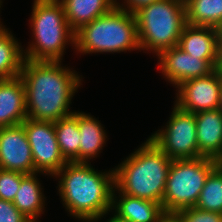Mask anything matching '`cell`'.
Masks as SVG:
<instances>
[{
	"label": "cell",
	"mask_w": 222,
	"mask_h": 222,
	"mask_svg": "<svg viewBox=\"0 0 222 222\" xmlns=\"http://www.w3.org/2000/svg\"><path fill=\"white\" fill-rule=\"evenodd\" d=\"M20 77L25 88L27 118L56 122L74 112L70 104L83 81L61 61H31L25 59Z\"/></svg>",
	"instance_id": "obj_1"
},
{
	"label": "cell",
	"mask_w": 222,
	"mask_h": 222,
	"mask_svg": "<svg viewBox=\"0 0 222 222\" xmlns=\"http://www.w3.org/2000/svg\"><path fill=\"white\" fill-rule=\"evenodd\" d=\"M53 177L59 178V196L75 219L96 222L112 211L114 168L98 172L90 163L67 162Z\"/></svg>",
	"instance_id": "obj_2"
},
{
	"label": "cell",
	"mask_w": 222,
	"mask_h": 222,
	"mask_svg": "<svg viewBox=\"0 0 222 222\" xmlns=\"http://www.w3.org/2000/svg\"><path fill=\"white\" fill-rule=\"evenodd\" d=\"M114 168L117 191L162 205L172 160L149 138Z\"/></svg>",
	"instance_id": "obj_3"
},
{
	"label": "cell",
	"mask_w": 222,
	"mask_h": 222,
	"mask_svg": "<svg viewBox=\"0 0 222 222\" xmlns=\"http://www.w3.org/2000/svg\"><path fill=\"white\" fill-rule=\"evenodd\" d=\"M29 24L32 43L24 50L31 61H61L66 46L75 44V32L70 28L62 4L58 0H34Z\"/></svg>",
	"instance_id": "obj_4"
},
{
	"label": "cell",
	"mask_w": 222,
	"mask_h": 222,
	"mask_svg": "<svg viewBox=\"0 0 222 222\" xmlns=\"http://www.w3.org/2000/svg\"><path fill=\"white\" fill-rule=\"evenodd\" d=\"M77 53H120L139 50L135 16L115 7L75 31Z\"/></svg>",
	"instance_id": "obj_5"
},
{
	"label": "cell",
	"mask_w": 222,
	"mask_h": 222,
	"mask_svg": "<svg viewBox=\"0 0 222 222\" xmlns=\"http://www.w3.org/2000/svg\"><path fill=\"white\" fill-rule=\"evenodd\" d=\"M138 42L141 50L158 56L177 46L187 24L184 0H158L135 14Z\"/></svg>",
	"instance_id": "obj_6"
},
{
	"label": "cell",
	"mask_w": 222,
	"mask_h": 222,
	"mask_svg": "<svg viewBox=\"0 0 222 222\" xmlns=\"http://www.w3.org/2000/svg\"><path fill=\"white\" fill-rule=\"evenodd\" d=\"M208 157L172 160L168 170L162 208L166 215L194 207L209 173L219 164Z\"/></svg>",
	"instance_id": "obj_7"
},
{
	"label": "cell",
	"mask_w": 222,
	"mask_h": 222,
	"mask_svg": "<svg viewBox=\"0 0 222 222\" xmlns=\"http://www.w3.org/2000/svg\"><path fill=\"white\" fill-rule=\"evenodd\" d=\"M173 106L165 127L155 131L149 139L171 160L198 158L195 114Z\"/></svg>",
	"instance_id": "obj_8"
},
{
	"label": "cell",
	"mask_w": 222,
	"mask_h": 222,
	"mask_svg": "<svg viewBox=\"0 0 222 222\" xmlns=\"http://www.w3.org/2000/svg\"><path fill=\"white\" fill-rule=\"evenodd\" d=\"M21 124L32 150L35 172L54 176L67 163L60 152L54 122L26 118Z\"/></svg>",
	"instance_id": "obj_9"
},
{
	"label": "cell",
	"mask_w": 222,
	"mask_h": 222,
	"mask_svg": "<svg viewBox=\"0 0 222 222\" xmlns=\"http://www.w3.org/2000/svg\"><path fill=\"white\" fill-rule=\"evenodd\" d=\"M221 87L222 68L220 67L207 76L188 79L179 84L176 87L178 92L174 104L193 114L218 109Z\"/></svg>",
	"instance_id": "obj_10"
},
{
	"label": "cell",
	"mask_w": 222,
	"mask_h": 222,
	"mask_svg": "<svg viewBox=\"0 0 222 222\" xmlns=\"http://www.w3.org/2000/svg\"><path fill=\"white\" fill-rule=\"evenodd\" d=\"M157 58L160 72L175 88L188 79L207 76L220 68V60H203L178 46L162 51Z\"/></svg>",
	"instance_id": "obj_11"
},
{
	"label": "cell",
	"mask_w": 222,
	"mask_h": 222,
	"mask_svg": "<svg viewBox=\"0 0 222 222\" xmlns=\"http://www.w3.org/2000/svg\"><path fill=\"white\" fill-rule=\"evenodd\" d=\"M0 169L35 173L32 150L22 124L0 128Z\"/></svg>",
	"instance_id": "obj_12"
},
{
	"label": "cell",
	"mask_w": 222,
	"mask_h": 222,
	"mask_svg": "<svg viewBox=\"0 0 222 222\" xmlns=\"http://www.w3.org/2000/svg\"><path fill=\"white\" fill-rule=\"evenodd\" d=\"M111 210L117 219L125 222H160L166 216L161 204L117 192L115 187Z\"/></svg>",
	"instance_id": "obj_13"
},
{
	"label": "cell",
	"mask_w": 222,
	"mask_h": 222,
	"mask_svg": "<svg viewBox=\"0 0 222 222\" xmlns=\"http://www.w3.org/2000/svg\"><path fill=\"white\" fill-rule=\"evenodd\" d=\"M198 157L222 160V112L219 109L195 113Z\"/></svg>",
	"instance_id": "obj_14"
},
{
	"label": "cell",
	"mask_w": 222,
	"mask_h": 222,
	"mask_svg": "<svg viewBox=\"0 0 222 222\" xmlns=\"http://www.w3.org/2000/svg\"><path fill=\"white\" fill-rule=\"evenodd\" d=\"M26 118L23 79L17 76L0 80V128L19 125Z\"/></svg>",
	"instance_id": "obj_15"
},
{
	"label": "cell",
	"mask_w": 222,
	"mask_h": 222,
	"mask_svg": "<svg viewBox=\"0 0 222 222\" xmlns=\"http://www.w3.org/2000/svg\"><path fill=\"white\" fill-rule=\"evenodd\" d=\"M177 46L191 56L203 60H220L219 30L214 27L195 26L187 23Z\"/></svg>",
	"instance_id": "obj_16"
},
{
	"label": "cell",
	"mask_w": 222,
	"mask_h": 222,
	"mask_svg": "<svg viewBox=\"0 0 222 222\" xmlns=\"http://www.w3.org/2000/svg\"><path fill=\"white\" fill-rule=\"evenodd\" d=\"M70 28L75 32L83 25L112 11L115 0H58Z\"/></svg>",
	"instance_id": "obj_17"
},
{
	"label": "cell",
	"mask_w": 222,
	"mask_h": 222,
	"mask_svg": "<svg viewBox=\"0 0 222 222\" xmlns=\"http://www.w3.org/2000/svg\"><path fill=\"white\" fill-rule=\"evenodd\" d=\"M37 175L38 172H35L26 174L22 178L19 190L12 202L32 222H39L38 218L45 210L46 198Z\"/></svg>",
	"instance_id": "obj_18"
},
{
	"label": "cell",
	"mask_w": 222,
	"mask_h": 222,
	"mask_svg": "<svg viewBox=\"0 0 222 222\" xmlns=\"http://www.w3.org/2000/svg\"><path fill=\"white\" fill-rule=\"evenodd\" d=\"M94 116L78 111V128L80 132V162L89 163L96 158L106 143L107 133Z\"/></svg>",
	"instance_id": "obj_19"
},
{
	"label": "cell",
	"mask_w": 222,
	"mask_h": 222,
	"mask_svg": "<svg viewBox=\"0 0 222 222\" xmlns=\"http://www.w3.org/2000/svg\"><path fill=\"white\" fill-rule=\"evenodd\" d=\"M5 26L0 27V80L20 76L25 60L21 43Z\"/></svg>",
	"instance_id": "obj_20"
},
{
	"label": "cell",
	"mask_w": 222,
	"mask_h": 222,
	"mask_svg": "<svg viewBox=\"0 0 222 222\" xmlns=\"http://www.w3.org/2000/svg\"><path fill=\"white\" fill-rule=\"evenodd\" d=\"M56 139L60 152L67 162H80V132L78 128V112L74 111L54 122Z\"/></svg>",
	"instance_id": "obj_21"
},
{
	"label": "cell",
	"mask_w": 222,
	"mask_h": 222,
	"mask_svg": "<svg viewBox=\"0 0 222 222\" xmlns=\"http://www.w3.org/2000/svg\"><path fill=\"white\" fill-rule=\"evenodd\" d=\"M186 21L190 25L219 28L222 24V0H184Z\"/></svg>",
	"instance_id": "obj_22"
},
{
	"label": "cell",
	"mask_w": 222,
	"mask_h": 222,
	"mask_svg": "<svg viewBox=\"0 0 222 222\" xmlns=\"http://www.w3.org/2000/svg\"><path fill=\"white\" fill-rule=\"evenodd\" d=\"M195 207L222 214V164L219 163L207 176Z\"/></svg>",
	"instance_id": "obj_23"
},
{
	"label": "cell",
	"mask_w": 222,
	"mask_h": 222,
	"mask_svg": "<svg viewBox=\"0 0 222 222\" xmlns=\"http://www.w3.org/2000/svg\"><path fill=\"white\" fill-rule=\"evenodd\" d=\"M26 174L0 169V199L13 202Z\"/></svg>",
	"instance_id": "obj_24"
},
{
	"label": "cell",
	"mask_w": 222,
	"mask_h": 222,
	"mask_svg": "<svg viewBox=\"0 0 222 222\" xmlns=\"http://www.w3.org/2000/svg\"><path fill=\"white\" fill-rule=\"evenodd\" d=\"M179 222H222V214L190 207L174 214Z\"/></svg>",
	"instance_id": "obj_25"
},
{
	"label": "cell",
	"mask_w": 222,
	"mask_h": 222,
	"mask_svg": "<svg viewBox=\"0 0 222 222\" xmlns=\"http://www.w3.org/2000/svg\"><path fill=\"white\" fill-rule=\"evenodd\" d=\"M0 222H32L11 201L0 199Z\"/></svg>",
	"instance_id": "obj_26"
},
{
	"label": "cell",
	"mask_w": 222,
	"mask_h": 222,
	"mask_svg": "<svg viewBox=\"0 0 222 222\" xmlns=\"http://www.w3.org/2000/svg\"><path fill=\"white\" fill-rule=\"evenodd\" d=\"M156 1L158 0H124V3L120 4L119 0H115V6L134 15L138 10Z\"/></svg>",
	"instance_id": "obj_27"
},
{
	"label": "cell",
	"mask_w": 222,
	"mask_h": 222,
	"mask_svg": "<svg viewBox=\"0 0 222 222\" xmlns=\"http://www.w3.org/2000/svg\"><path fill=\"white\" fill-rule=\"evenodd\" d=\"M219 30V58H220V67L222 68V29Z\"/></svg>",
	"instance_id": "obj_28"
},
{
	"label": "cell",
	"mask_w": 222,
	"mask_h": 222,
	"mask_svg": "<svg viewBox=\"0 0 222 222\" xmlns=\"http://www.w3.org/2000/svg\"><path fill=\"white\" fill-rule=\"evenodd\" d=\"M160 222H179L174 215H166Z\"/></svg>",
	"instance_id": "obj_29"
},
{
	"label": "cell",
	"mask_w": 222,
	"mask_h": 222,
	"mask_svg": "<svg viewBox=\"0 0 222 222\" xmlns=\"http://www.w3.org/2000/svg\"><path fill=\"white\" fill-rule=\"evenodd\" d=\"M107 220H108L107 222H125V221L117 219L114 215L111 218L109 217V219H107Z\"/></svg>",
	"instance_id": "obj_30"
},
{
	"label": "cell",
	"mask_w": 222,
	"mask_h": 222,
	"mask_svg": "<svg viewBox=\"0 0 222 222\" xmlns=\"http://www.w3.org/2000/svg\"><path fill=\"white\" fill-rule=\"evenodd\" d=\"M218 109L222 112V87H221V92H220V102H219Z\"/></svg>",
	"instance_id": "obj_31"
},
{
	"label": "cell",
	"mask_w": 222,
	"mask_h": 222,
	"mask_svg": "<svg viewBox=\"0 0 222 222\" xmlns=\"http://www.w3.org/2000/svg\"><path fill=\"white\" fill-rule=\"evenodd\" d=\"M2 0H0V8H1V6H2ZM1 12V11H0ZM3 25V23L0 21V27Z\"/></svg>",
	"instance_id": "obj_32"
}]
</instances>
